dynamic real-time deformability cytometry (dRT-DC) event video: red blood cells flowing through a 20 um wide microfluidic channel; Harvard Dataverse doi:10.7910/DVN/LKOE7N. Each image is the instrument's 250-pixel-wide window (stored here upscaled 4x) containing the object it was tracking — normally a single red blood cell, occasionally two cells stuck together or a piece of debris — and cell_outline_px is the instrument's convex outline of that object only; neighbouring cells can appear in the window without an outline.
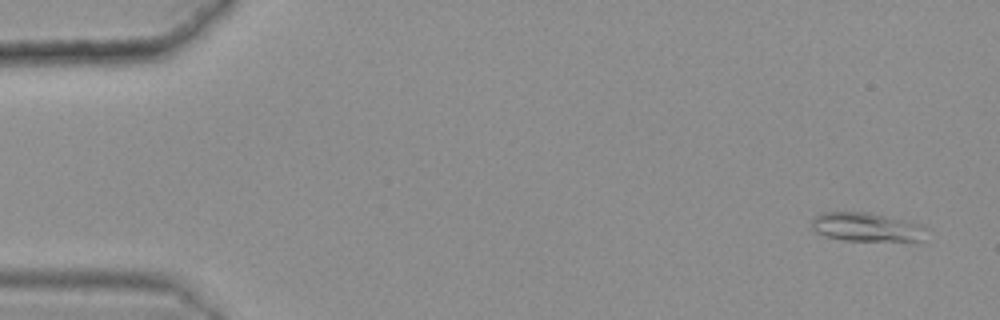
{"species": "common noctule bat (a hibernating species)", "species_latin": "Nyctalus noctula", "temperature_condition": "warm", "stored_images_in_passage": 46, "camera_frame_rate_fps": 3000, "um_per_image_px": 0.085, "animal": {"sex": "female", "body_mass_g": 25.1}, "frame": {"image": 1, "passage_image": 1, "time_ms": 0.0, "image_size_px": [1000, 320], "cell_outline_px": [[924, 228], [916, 240], [844, 240], [824, 236], [816, 232], [812, 228], [812, 220], [820, 212], [868, 212], [916, 224]], "centroid_in_image_um": [73.45, 19.28], "position_along_channel_um": 11.6, "area_um2": 18.26}}
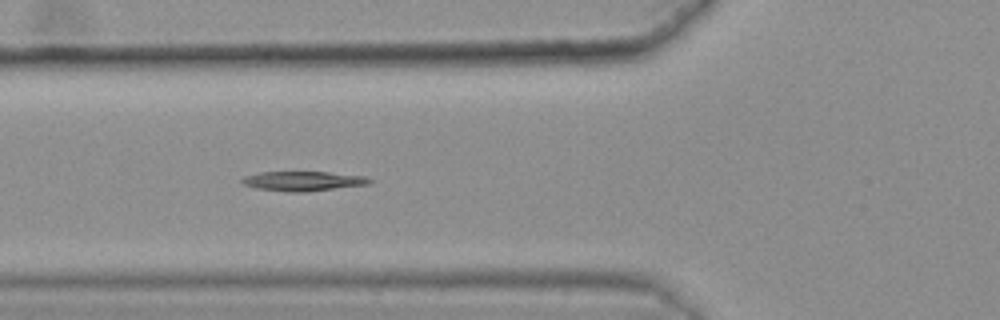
{"frame": {"image": 2, "passage_image": 19, "time_ms": 6.0, "image_size_px": [1000, 320], "cell_outline_px": [[376, 180], [368, 184], [304, 192], [288, 192], [256, 188], [240, 184], [240, 180], [244, 176], [260, 172], [328, 172], [368, 176]], "centroid_in_image_um": [25.77, 15.39], "position_along_channel_um": 100.0, "area_um2": 14.74}}
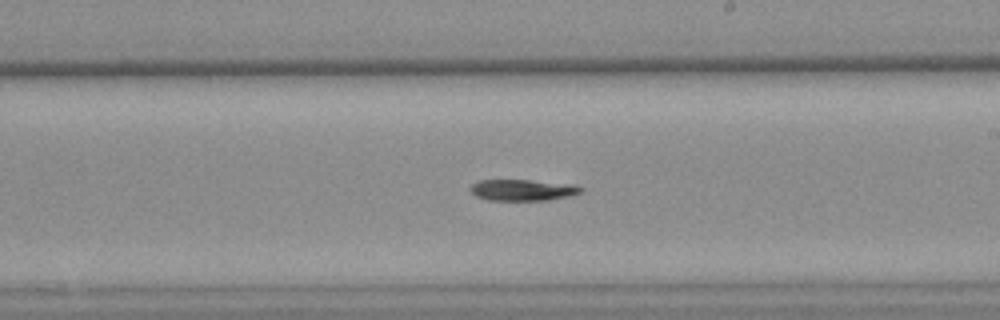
{"frame": {"image": 3, "passage_image": 31, "time_ms": 10.0, "image_size_px": [1000, 320], "cell_outline_px": [[584, 192], [568, 196], [544, 200], [488, 200], [476, 196], [468, 188], [472, 184], [480, 180], [528, 180], [572, 184], [584, 188]], "centroid_in_image_um": [44.43, 16.15], "position_along_channel_um": 244.6, "area_um2": 13.64}}